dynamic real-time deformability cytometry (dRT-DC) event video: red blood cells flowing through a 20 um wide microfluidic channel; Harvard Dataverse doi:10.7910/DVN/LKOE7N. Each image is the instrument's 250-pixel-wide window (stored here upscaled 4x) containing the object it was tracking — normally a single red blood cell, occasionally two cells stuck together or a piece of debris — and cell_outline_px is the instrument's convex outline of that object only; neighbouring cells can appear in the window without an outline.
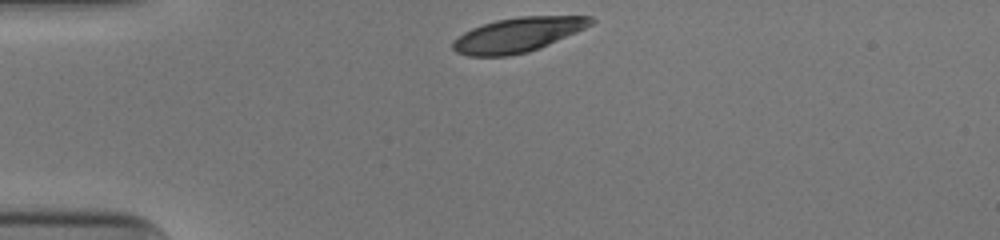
{"species": "human", "species_latin": "Homo sapiens", "temperature_condition": "cold", "stored_images_in_passage": 31, "camera_frame_rate_fps": 3000, "um_per_image_px": 0.085, "donor": {"sex": "male"}, "frame": {"image": 1, "passage_image": 1, "time_ms": 0.0, "image_size_px": [1000, 240], "cell_outline_px": [[596, 20], [592, 24], [576, 32], [540, 48], [528, 52], [508, 56], [468, 56], [456, 52], [452, 48], [452, 40], [464, 32], [472, 28], [496, 20], [520, 16], [592, 16]], "centroid_in_image_um": [43.99, 2.96], "position_along_channel_um": 41.0, "area_um2": 27.74}}
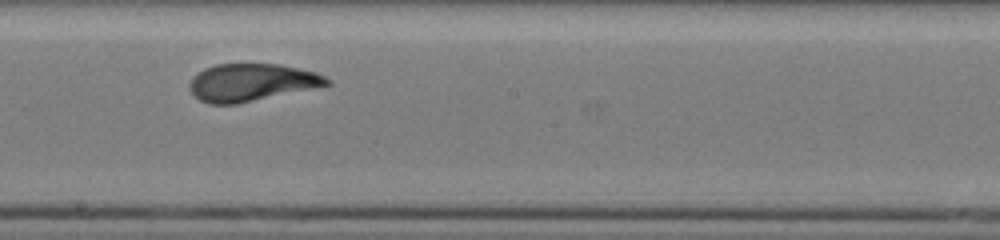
{"frame": {"image": 2, "passage_image": 18, "time_ms": 5.667, "image_size_px": [1000, 240], "cell_outline_px": [[332, 84], [236, 104], [208, 104], [200, 100], [192, 92], [188, 84], [192, 76], [204, 68], [216, 64], [280, 64], [316, 72], [332, 80]], "centroid_in_image_um": [21.36, 7.0], "position_along_channel_um": 226.8, "area_um2": 29.88}}
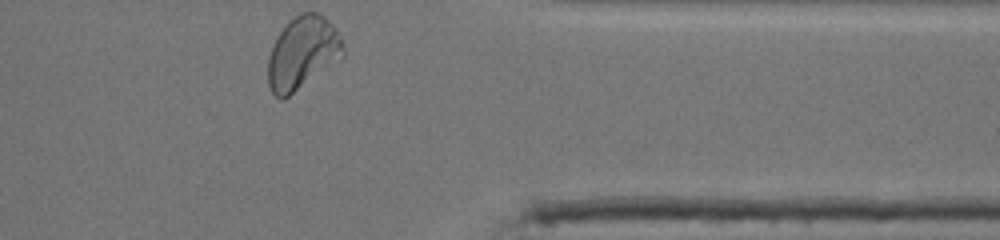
{"frame": {"image": 3, "passage_image": 31, "time_ms": 10.0, "image_size_px": [1000, 240], "cell_outline_px": [[344, 56], [284, 100], [280, 100], [272, 92], [268, 84], [268, 56], [272, 44], [276, 36], [300, 12], [316, 12], [324, 16], [336, 28], [344, 44]], "centroid_in_image_um": [25.71, 4.51], "position_along_channel_um": 385.7, "area_um2": 31.85}, "authors_computed_cell_mechanics": {"area_um2": 30.4606, "velocity_mm_per_s": 3.9086, "shape_relaxation_time_tau1_ms": 2.578, "shape_relaxation_time_tau2_ms": 0.6687, "deformation_change_tau1": 0.167, "deformation_change_tau2": 0.0759}}